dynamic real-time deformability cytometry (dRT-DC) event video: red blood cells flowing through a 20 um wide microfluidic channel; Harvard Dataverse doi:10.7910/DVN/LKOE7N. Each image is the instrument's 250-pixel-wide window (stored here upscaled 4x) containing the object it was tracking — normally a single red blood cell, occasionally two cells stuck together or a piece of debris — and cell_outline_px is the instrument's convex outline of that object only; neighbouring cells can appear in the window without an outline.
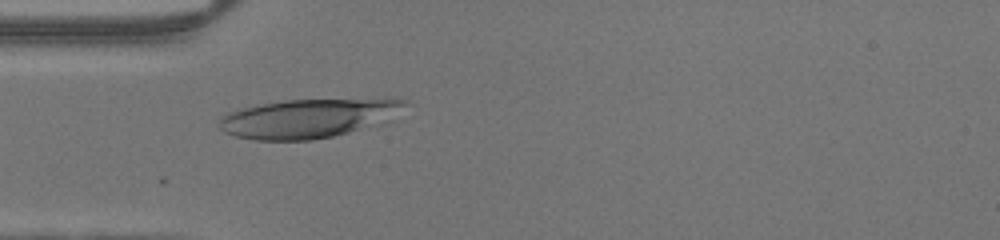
{"species": "human", "species_latin": "Homo sapiens", "temperature_condition": "warm", "stored_images_in_passage": 37, "camera_frame_rate_fps": 3000, "um_per_image_px": 0.085, "donor": {"sex": "male"}, "frame": {"image": 1, "passage_image": 4, "time_ms": 1.0, "image_size_px": [1000, 240], "cell_outline_px": [[408, 104], [392, 120], [384, 124], [332, 136], [312, 140], [256, 140], [236, 136], [224, 132], [220, 128], [220, 116], [228, 112], [260, 104], [288, 100], [388, 96], [404, 100]], "centroid_in_image_um": [26.38, 10.01], "position_along_channel_um": 58.6, "area_um2": 43.47}}
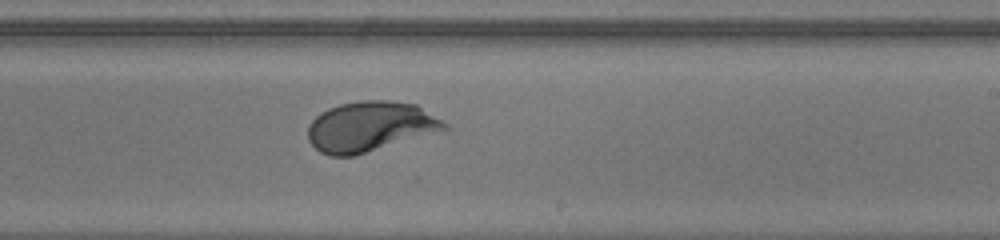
{"frame": {"image": 2, "passage_image": 18, "time_ms": 5.667, "image_size_px": [1000, 240], "cell_outline_px": [[452, 128], [448, 132], [356, 156], [328, 156], [320, 152], [308, 140], [308, 124], [320, 112], [328, 108], [340, 104], [360, 100], [388, 100], [416, 104], [448, 124]], "centroid_in_image_um": [31.56, 10.79], "position_along_channel_um": 257.4, "area_um2": 41.21}}
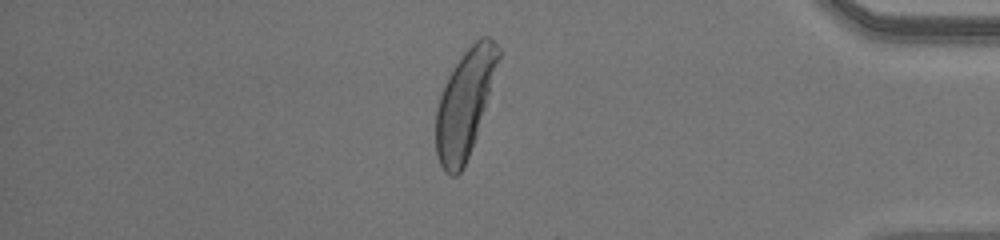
{"frame": {"image": 3, "passage_image": 30, "time_ms": 9.667, "image_size_px": [1000, 240], "cell_outline_px": [[500, 56], [476, 136], [468, 156], [460, 172], [456, 176], [448, 176], [444, 172], [440, 164], [436, 152], [436, 108], [440, 96], [448, 76], [464, 52], [480, 36], [488, 36], [500, 48]], "centroid_in_image_um": [39.48, 8.81], "position_along_channel_um": 395.7, "area_um2": 38.09}}